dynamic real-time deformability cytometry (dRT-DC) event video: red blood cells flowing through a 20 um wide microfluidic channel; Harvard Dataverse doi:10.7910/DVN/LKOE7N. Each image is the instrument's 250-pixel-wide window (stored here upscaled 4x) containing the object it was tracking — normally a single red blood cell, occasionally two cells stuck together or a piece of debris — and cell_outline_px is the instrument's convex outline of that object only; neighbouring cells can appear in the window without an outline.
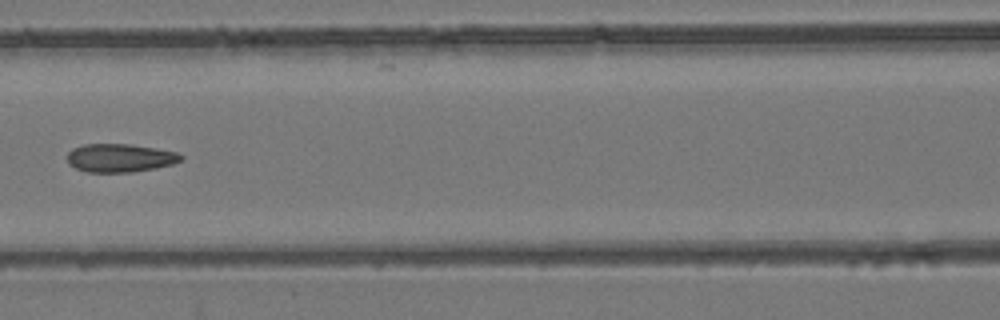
{"species": "common noctule bat (a hibernating species)", "species_latin": "Nyctalus noctula", "temperature_condition": "room temperature", "stored_images_in_passage": 4, "camera_frame_rate_fps": 3000, "um_per_image_px": 0.085, "animal": {"sex": "female", "body_mass_g": 24.6, "forearm_length_mm": 56.2}, "frame": {"image": 1, "passage_image": 3, "time_ms": 2.333, "image_size_px": [1000, 320], "cell_outline_px": [[184, 156], [180, 160], [172, 164], [156, 168], [132, 172], [88, 172], [76, 168], [68, 164], [68, 152], [72, 148], [84, 144], [128, 144], [176, 152]], "centroid_in_image_um": [10.16, 13.43], "position_along_channel_um": 156.4, "area_um2": 18.61}}
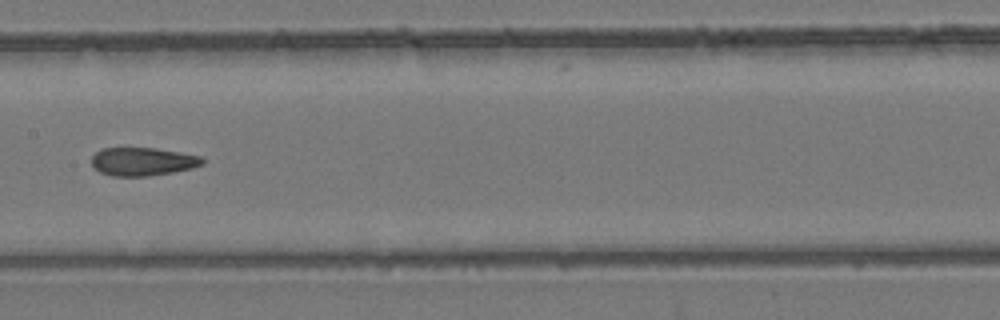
{"frame": {"image": 2, "passage_image": 4, "time_ms": 3.333, "image_size_px": [1000, 320], "cell_outline_px": [[204, 164], [192, 168], [172, 172], [148, 176], [112, 176], [100, 172], [92, 164], [92, 156], [100, 148], [156, 148], [200, 156], [204, 160]], "centroid_in_image_um": [12.12, 13.73], "position_along_channel_um": 195.3, "area_um2": 18.15}}